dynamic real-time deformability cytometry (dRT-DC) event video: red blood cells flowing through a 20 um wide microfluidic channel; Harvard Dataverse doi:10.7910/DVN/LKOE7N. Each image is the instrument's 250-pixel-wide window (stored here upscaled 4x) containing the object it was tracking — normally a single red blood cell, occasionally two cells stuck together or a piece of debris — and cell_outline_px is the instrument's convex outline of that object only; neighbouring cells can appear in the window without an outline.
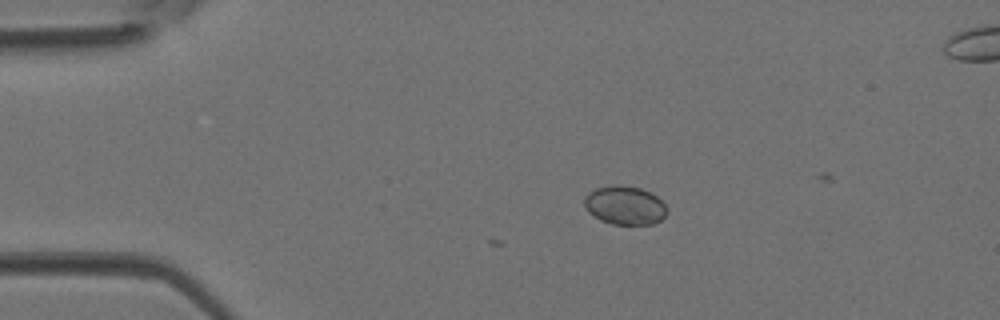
{"species": "Egyptian fruit bat (a non-hibernating species)", "species_latin": "Rousettus aegyptiacus", "temperature_condition": "room temperature", "stored_images_in_passage": 8, "camera_frame_rate_fps": 3000, "um_per_image_px": 0.085, "animal": {"sex": "female"}, "frame": {"image": 1, "passage_image": 8, "time_ms": 2.333, "image_size_px": [1000, 320], "cell_outline_px": [[668, 212], [660, 220], [652, 224], [612, 224], [600, 220], [588, 212], [584, 204], [584, 196], [588, 192], [596, 188], [612, 184], [640, 188], [656, 196], [668, 208]], "centroid_in_image_um": [53.08, 17.45], "position_along_channel_um": 31.9, "area_um2": 18.61}}